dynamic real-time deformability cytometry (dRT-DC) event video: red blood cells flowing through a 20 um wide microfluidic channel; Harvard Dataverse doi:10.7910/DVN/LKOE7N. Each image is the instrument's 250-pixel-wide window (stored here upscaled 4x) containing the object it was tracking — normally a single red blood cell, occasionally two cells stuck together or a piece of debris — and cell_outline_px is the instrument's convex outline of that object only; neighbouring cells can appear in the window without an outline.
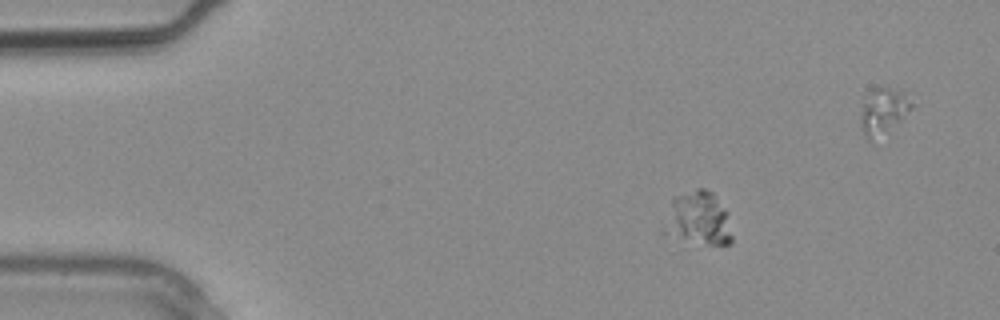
{"species": "common noctule bat (a hibernating species)", "species_latin": "Nyctalus noctula", "temperature_condition": "warm", "stored_images_in_passage": 3, "segment_of_instrument_passage": [1, 2], "camera_frame_rate_fps": 3000, "um_per_image_px": 0.085, "animal": {"sex": "male", "body_mass_g": 20.4}, "frame": {"image": 1, "passage_image": 1, "time_ms": 0.0, "image_size_px": [1000, 320], "cell_outline_px": [[732, 244], [708, 244], [660, 232], [672, 196], [696, 188], [704, 188], [712, 192], [716, 196], [728, 212], [732, 236]], "centroid_in_image_um": [59.34, 18.52], "position_along_channel_um": 25.7, "area_um2": 21.39}}